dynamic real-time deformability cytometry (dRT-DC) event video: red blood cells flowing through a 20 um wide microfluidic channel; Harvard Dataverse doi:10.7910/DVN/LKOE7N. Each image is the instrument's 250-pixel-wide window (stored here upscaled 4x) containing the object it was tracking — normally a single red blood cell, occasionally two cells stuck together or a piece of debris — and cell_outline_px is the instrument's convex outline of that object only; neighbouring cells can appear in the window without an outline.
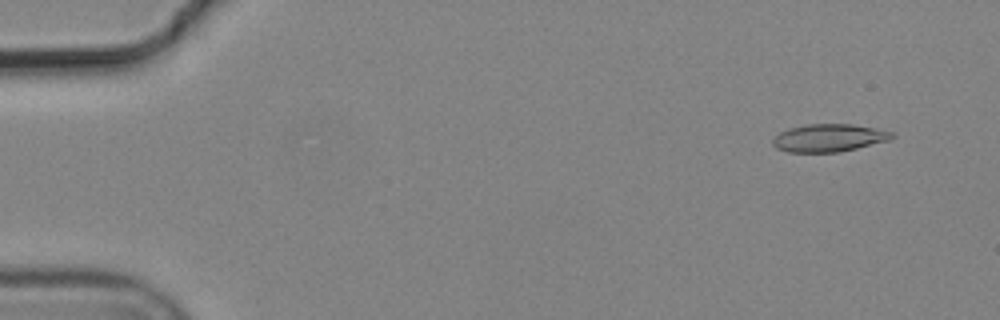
{"species": "common noctule bat (a hibernating species)", "species_latin": "Nyctalus noctula", "temperature_condition": "cold", "stored_images_in_passage": 4, "camera_frame_rate_fps": 3000, "um_per_image_px": 0.085, "animal": {"sex": "male", "body_mass_g": 19.2, "forearm_length_mm": 51.8}, "frame": {"image": 1, "passage_image": 2, "time_ms": 0.333, "image_size_px": [1000, 320], "cell_outline_px": [[896, 136], [888, 140], [840, 152], [788, 152], [776, 148], [772, 144], [772, 140], [780, 132], [788, 128], [808, 124], [852, 124], [876, 128], [892, 132]], "centroid_in_image_um": [70.44, 11.72], "position_along_channel_um": 14.6, "area_um2": 19.19}}